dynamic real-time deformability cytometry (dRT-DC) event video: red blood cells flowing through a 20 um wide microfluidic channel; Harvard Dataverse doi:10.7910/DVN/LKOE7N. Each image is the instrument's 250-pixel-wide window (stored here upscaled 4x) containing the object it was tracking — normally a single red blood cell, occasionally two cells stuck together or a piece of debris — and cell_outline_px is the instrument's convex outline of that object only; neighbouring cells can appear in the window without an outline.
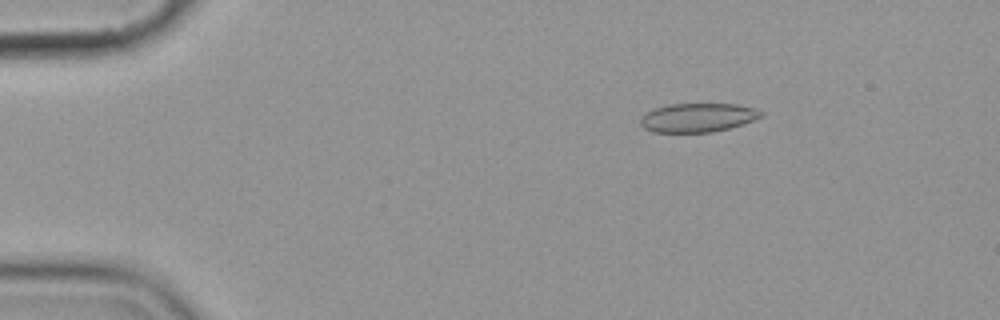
{"species": "common noctule bat (a hibernating species)", "species_latin": "Nyctalus noctula", "temperature_condition": "cold", "stored_images_in_passage": 15, "camera_frame_rate_fps": 3000, "um_per_image_px": 0.085, "animal": {"sex": "female", "body_mass_g": 19.9}, "frame": {"image": 1, "passage_image": 3, "time_ms": 2.333, "image_size_px": [1000, 320], "cell_outline_px": [[764, 116], [728, 128], [712, 132], [652, 132], [644, 128], [640, 124], [640, 120], [648, 112], [656, 108], [668, 104], [736, 104], [752, 108], [764, 112]], "centroid_in_image_um": [59.3, 10.0], "position_along_channel_um": 25.7, "area_um2": 20.0}}
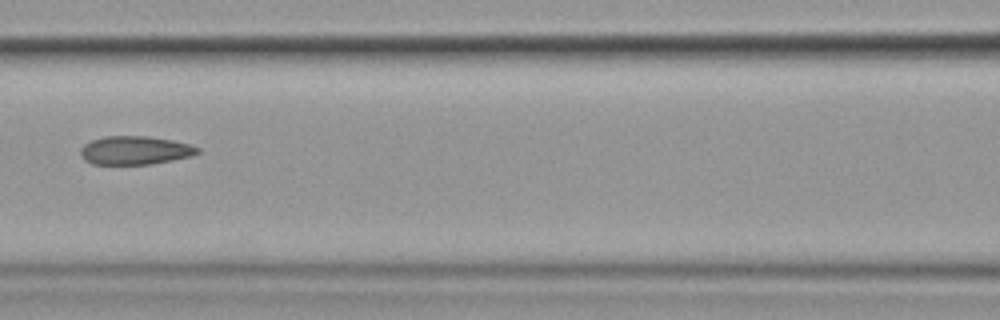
{"frame": {"image": 2, "passage_image": 7, "time_ms": 8.0, "image_size_px": [1000, 320], "cell_outline_px": [[200, 152], [192, 156], [152, 164], [92, 164], [84, 160], [80, 156], [80, 148], [84, 144], [92, 140], [104, 136], [148, 136], [172, 140], [188, 144], [200, 148]], "centroid_in_image_um": [11.46, 12.78], "position_along_channel_um": 155.1, "area_um2": 19.54}}
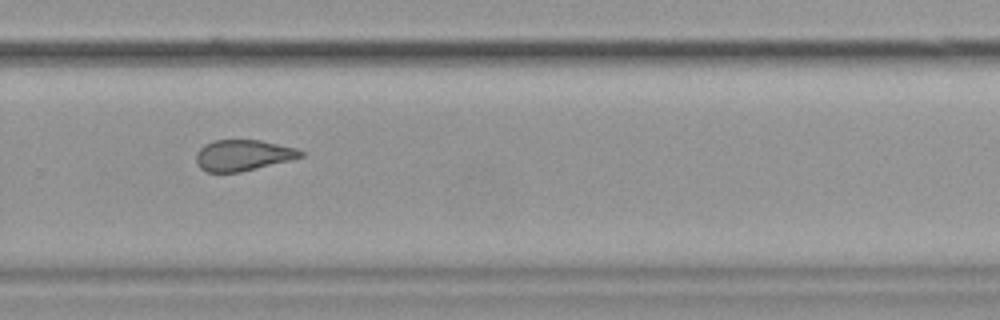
{"frame": {"image": 3, "passage_image": 11, "time_ms": 12.333, "image_size_px": [1000, 320], "cell_outline_px": [[304, 156], [292, 160], [240, 172], [208, 172], [200, 168], [196, 164], [196, 152], [204, 144], [212, 140], [260, 140], [296, 148], [304, 152]], "centroid_in_image_um": [20.64, 13.19], "position_along_channel_um": 309.2, "area_um2": 19.02}, "authors_computed_cell_mechanics": {"area_um2": 19.9988, "velocity_mm_per_s": 3.5806, "shape_relaxation_time_tau1_ms": null, "shape_relaxation_time_tau2_ms": 4.428, "deformation_change_tau1": null, "deformation_change_tau2": 0.0875}}